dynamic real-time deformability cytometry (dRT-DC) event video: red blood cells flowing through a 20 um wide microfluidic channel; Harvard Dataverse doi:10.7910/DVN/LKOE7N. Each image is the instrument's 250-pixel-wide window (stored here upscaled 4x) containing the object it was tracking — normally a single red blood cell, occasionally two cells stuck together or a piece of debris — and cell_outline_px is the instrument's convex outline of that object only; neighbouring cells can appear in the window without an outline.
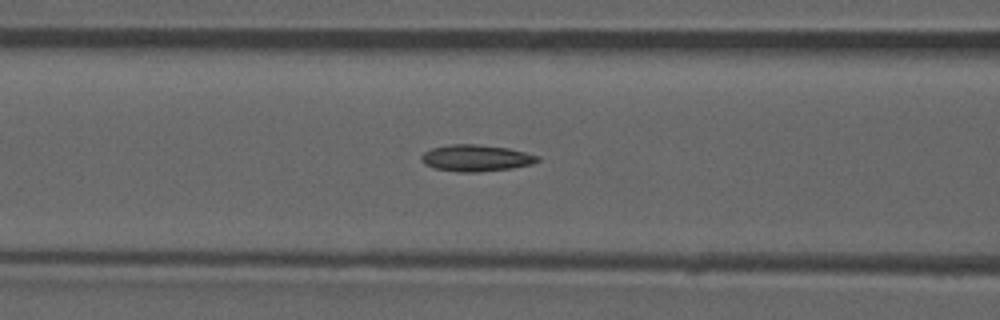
{"species": "common noctule bat (a hibernating species)", "species_latin": "Nyctalus noctula", "temperature_condition": "room temperature", "stored_images_in_passage": 45, "camera_frame_rate_fps": 3000, "um_per_image_px": 0.085, "animal": {"sex": "male", "forearm_length_mm": 52.5}, "frame": {"image": 1, "passage_image": 14, "time_ms": 4.333, "image_size_px": [1000, 320], "cell_outline_px": [[540, 160], [532, 164], [512, 168], [476, 172], [456, 172], [436, 168], [424, 164], [420, 160], [420, 156], [424, 152], [432, 148], [448, 144], [476, 144], [508, 148], [540, 156]], "centroid_in_image_um": [40.44, 13.43], "position_along_channel_um": 126.2, "area_um2": 18.03}, "authors_computed_cell_mechanics": {"area_um2": 17.1666, "velocity_mm_per_s": 3.9206, "shape_relaxation_time_tau1_ms": null, "shape_relaxation_time_tau2_ms": 4.0319, "deformation_change_tau1": null, "deformation_change_tau2": 0.1184}}